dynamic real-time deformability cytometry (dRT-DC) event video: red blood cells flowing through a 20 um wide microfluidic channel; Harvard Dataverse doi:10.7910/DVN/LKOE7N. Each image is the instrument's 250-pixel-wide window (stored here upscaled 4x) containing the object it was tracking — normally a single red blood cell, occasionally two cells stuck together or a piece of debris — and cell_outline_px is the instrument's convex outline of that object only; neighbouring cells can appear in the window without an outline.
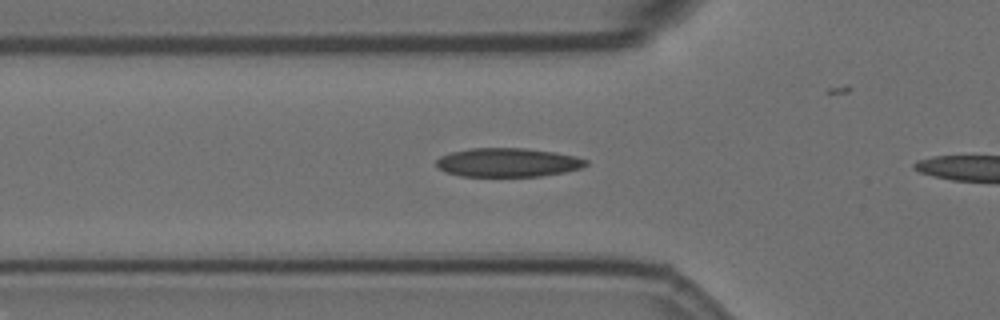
{"species": "Egyptian fruit bat (a non-hibernating species)", "species_latin": "Rousettus aegyptiacus", "temperature_condition": "room temperature", "stored_images_in_passage": 29, "camera_frame_rate_fps": 3000, "um_per_image_px": 0.085, "animal": {"sex": "female"}, "frame": {"image": 1, "passage_image": 2, "time_ms": 0.333, "image_size_px": [1000, 320], "cell_outline_px": [[588, 164], [580, 168], [564, 172], [540, 176], [460, 176], [444, 172], [436, 164], [436, 160], [440, 156], [452, 152], [472, 148], [524, 148], [556, 152], [576, 156], [588, 160]], "centroid_in_image_um": [43.17, 13.81], "position_along_channel_um": 82.6, "area_um2": 25.14}}
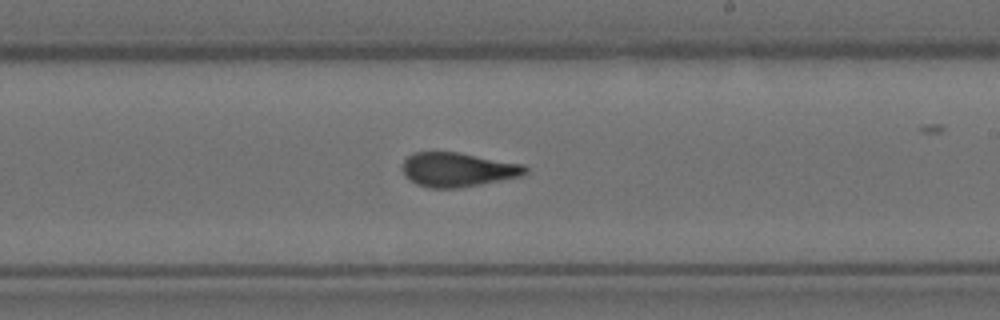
{"frame": {"image": 2, "passage_image": 16, "time_ms": 5.0, "image_size_px": [1000, 320], "cell_outline_px": [[528, 172], [520, 176], [460, 188], [428, 188], [416, 184], [404, 176], [400, 168], [404, 160], [412, 152], [456, 152], [524, 164], [528, 168]], "centroid_in_image_um": [38.86, 14.42], "position_along_channel_um": 250.1, "area_um2": 24.62}}
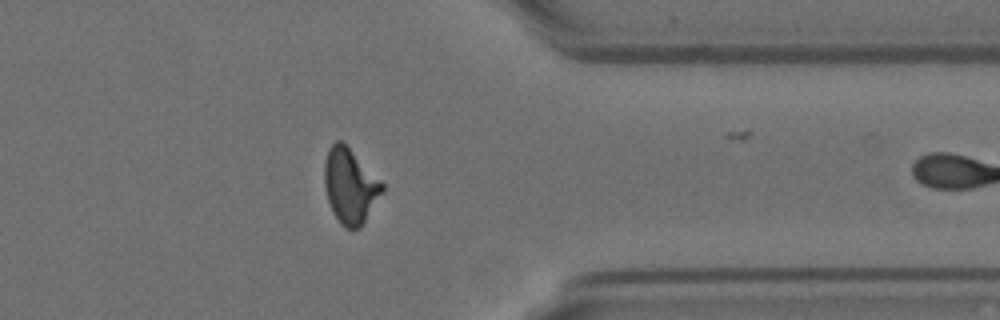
{"frame": {"image": 3, "passage_image": 28, "time_ms": 9.0, "image_size_px": [1000, 320], "cell_outline_px": [[384, 192], [360, 228], [344, 228], [340, 224], [332, 212], [324, 188], [324, 164], [328, 148], [336, 140], [340, 140], [384, 184]], "centroid_in_image_um": [29.74, 15.84], "position_along_channel_um": 381.7, "area_um2": 25.09}}